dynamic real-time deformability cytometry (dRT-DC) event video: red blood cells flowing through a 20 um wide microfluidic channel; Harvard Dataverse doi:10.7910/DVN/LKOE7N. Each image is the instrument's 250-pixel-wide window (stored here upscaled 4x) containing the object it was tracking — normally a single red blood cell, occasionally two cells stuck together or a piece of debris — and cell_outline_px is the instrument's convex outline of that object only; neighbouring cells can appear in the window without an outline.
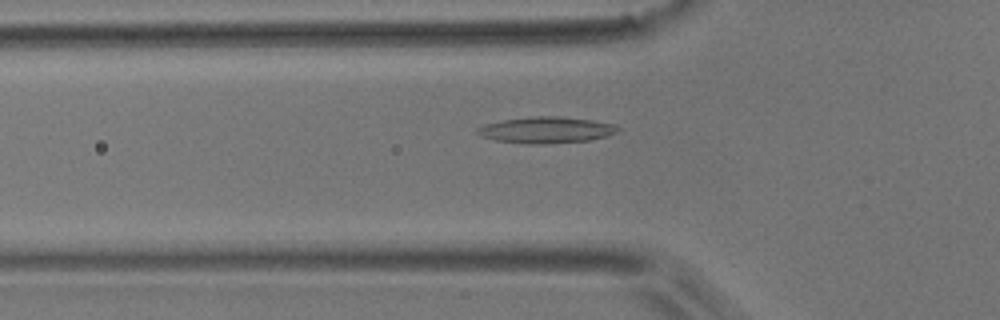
{"species": "common noctule bat (a hibernating species)", "species_latin": "Nyctalus noctula", "temperature_condition": "room temperature", "stored_images_in_passage": 48, "camera_frame_rate_fps": 3000, "um_per_image_px": 0.085, "animal": {"sex": "male", "body_mass_g": 17.9}, "frame": {"image": 1, "passage_image": 13, "time_ms": 4.0, "image_size_px": [1000, 320], "cell_outline_px": [[620, 128], [616, 132], [608, 136], [588, 140], [540, 144], [524, 144], [496, 140], [480, 136], [476, 132], [476, 128], [484, 124], [504, 120], [536, 116], [560, 116], [592, 120], [616, 124]], "centroid_in_image_um": [46.42, 11.05], "position_along_channel_um": 79.4, "area_um2": 21.5}}
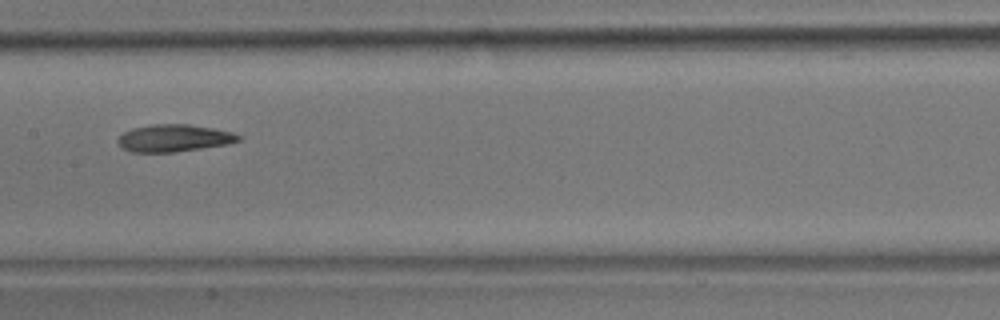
{"frame": {"image": 2, "passage_image": 22, "time_ms": 7.0, "image_size_px": [1000, 320], "cell_outline_px": [[240, 140], [228, 144], [172, 152], [132, 152], [124, 148], [116, 140], [124, 132], [132, 128], [152, 124], [188, 124], [212, 128], [232, 132], [240, 136]], "centroid_in_image_um": [14.77, 11.73], "position_along_channel_um": 192.6, "area_um2": 18.9}}
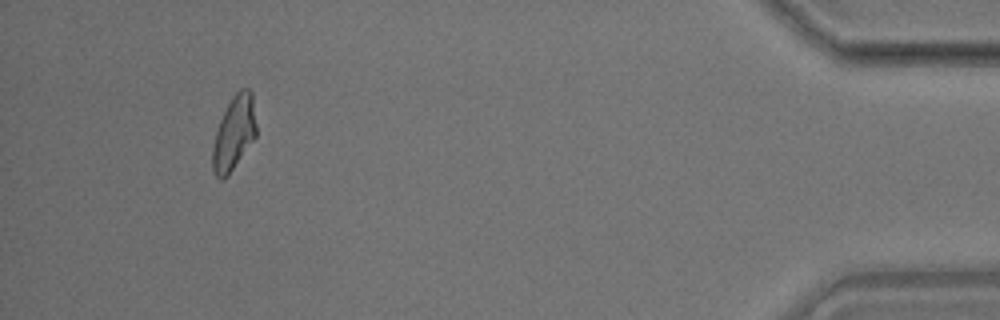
{"frame": {"image": 3, "passage_image": 45, "time_ms": 14.667, "image_size_px": [1000, 320], "cell_outline_px": [[256, 136], [228, 176], [224, 180], [220, 180], [216, 176], [212, 168], [212, 148], [216, 132], [220, 120], [232, 96], [240, 88], [248, 88], [252, 92], [256, 124]], "centroid_in_image_um": [19.89, 11.32], "position_along_channel_um": 415.3, "area_um2": 18.84}, "authors_computed_cell_mechanics": {"area_um2": 19.1318, "velocity_mm_per_s": 3.756, "shape_relaxation_time_tau1_ms": null, "shape_relaxation_time_tau2_ms": 5.5651, "deformation_change_tau1": null, "deformation_change_tau2": 0.1594}}